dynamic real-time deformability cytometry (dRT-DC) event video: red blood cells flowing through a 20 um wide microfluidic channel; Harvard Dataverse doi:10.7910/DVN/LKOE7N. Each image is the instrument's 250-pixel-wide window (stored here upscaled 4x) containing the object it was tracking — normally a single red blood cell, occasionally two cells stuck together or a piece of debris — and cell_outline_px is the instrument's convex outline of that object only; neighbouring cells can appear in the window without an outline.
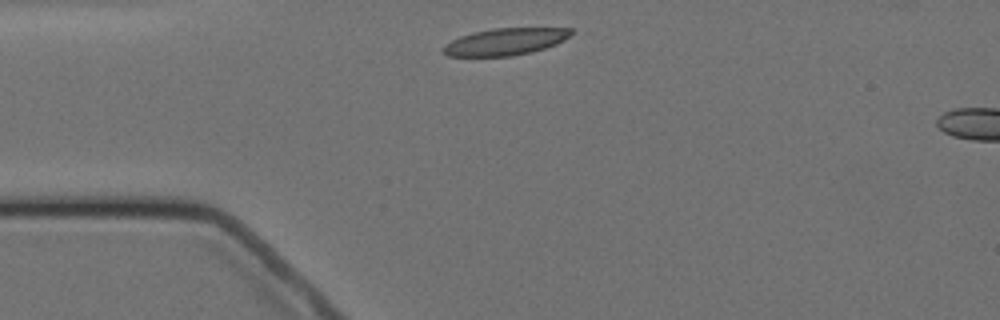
{"species": "Egyptian fruit bat (a non-hibernating species)", "species_latin": "Rousettus aegyptiacus", "temperature_condition": "cold", "stored_images_in_passage": 2, "camera_frame_rate_fps": 3000, "um_per_image_px": 0.085, "animal": {"sex": "female"}, "frame": {"image": 1, "passage_image": 1, "time_ms": 0.0, "image_size_px": [1000, 320], "cell_outline_px": [[572, 32], [564, 40], [556, 44], [532, 52], [512, 56], [448, 56], [440, 48], [452, 40], [460, 36], [472, 32], [492, 28], [572, 28]], "centroid_in_image_um": [42.92, 3.54], "position_along_channel_um": 42.1, "area_um2": 20.06}}